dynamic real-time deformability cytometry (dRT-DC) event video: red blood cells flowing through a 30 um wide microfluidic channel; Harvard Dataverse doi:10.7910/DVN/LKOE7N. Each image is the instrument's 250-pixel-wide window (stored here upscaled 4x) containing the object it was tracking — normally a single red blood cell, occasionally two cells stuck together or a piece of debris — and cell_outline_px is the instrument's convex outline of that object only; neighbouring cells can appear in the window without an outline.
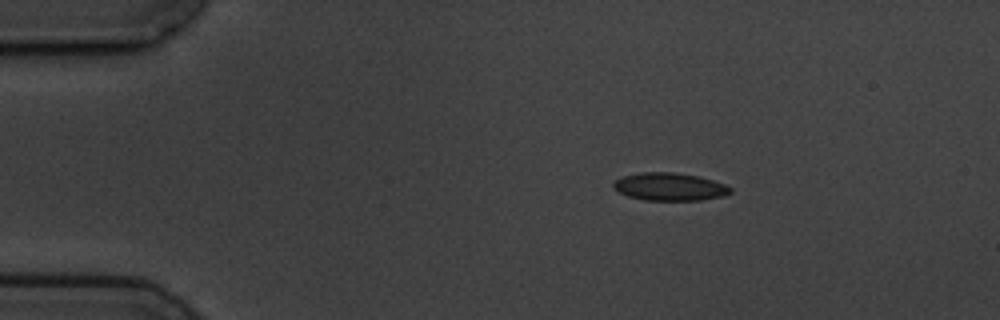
{"species": "common noctule bat (a hibernating species)", "species_latin": "Nyctalus noctula", "temperature_condition": "cold", "stored_images_in_passage": 4, "camera_frame_rate_fps": 3000, "um_per_image_px": 0.085, "animal": {"sex": "male", "body_mass_g": 19.5, "forearm_length_mm": 54.6}, "frame": {"image": 1, "passage_image": 2, "time_ms": 1.333, "image_size_px": [1000, 320], "cell_outline_px": [[732, 192], [724, 196], [700, 200], [644, 200], [628, 196], [612, 188], [612, 184], [616, 180], [624, 176], [640, 172], [672, 172], [700, 176], [724, 184], [732, 188]], "centroid_in_image_um": [56.93, 15.87], "position_along_channel_um": 28.1, "area_um2": 18.96}}
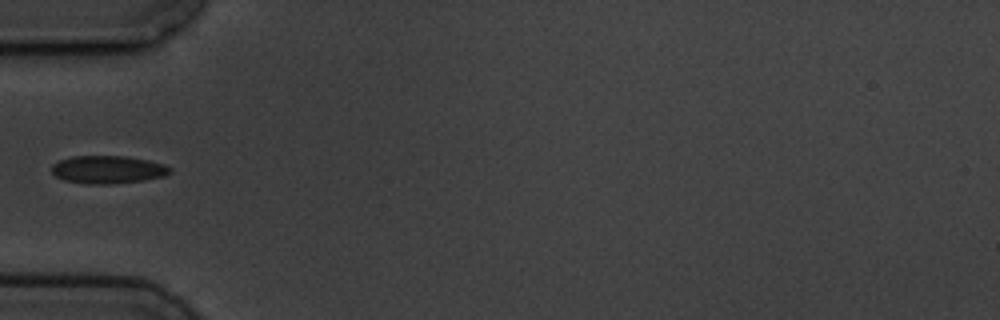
{"frame": {"image": 2, "passage_image": 4, "time_ms": 4.333, "image_size_px": [1000, 320], "cell_outline_px": [[172, 172], [164, 176], [144, 180], [112, 184], [88, 184], [64, 180], [56, 176], [52, 172], [52, 164], [60, 160], [72, 156], [124, 156], [148, 160], [164, 164], [172, 168]], "centroid_in_image_um": [9.18, 14.41], "position_along_channel_um": 75.8, "area_um2": 19.25}}